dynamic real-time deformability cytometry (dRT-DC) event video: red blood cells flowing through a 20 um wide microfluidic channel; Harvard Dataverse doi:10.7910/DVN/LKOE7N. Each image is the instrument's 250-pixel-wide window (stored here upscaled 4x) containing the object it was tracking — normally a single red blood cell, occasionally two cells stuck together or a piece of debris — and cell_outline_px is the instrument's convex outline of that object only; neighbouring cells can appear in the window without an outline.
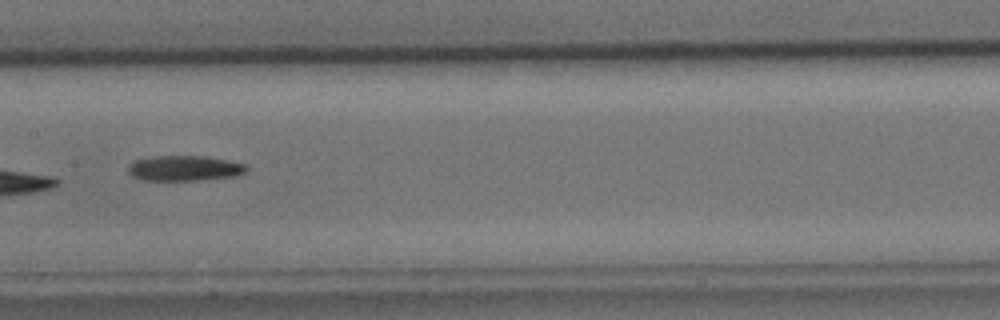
{"species": "common noctule bat (a hibernating species)", "species_latin": "Nyctalus noctula", "temperature_condition": "cold", "stored_images_in_passage": 10, "camera_frame_rate_fps": 3000, "um_per_image_px": 0.085, "animal": {"sex": "male", "body_mass_g": 15.6}, "frame": {"image": 1, "passage_image": 7, "time_ms": 7.0, "image_size_px": [1000, 320], "cell_outline_px": [[248, 168], [244, 172], [236, 176], [200, 180], [140, 180], [132, 176], [128, 172], [128, 164], [136, 160], [152, 156], [204, 156], [228, 160], [248, 164]], "centroid_in_image_um": [15.68, 14.3], "position_along_channel_um": 191.7, "area_um2": 17.57}}
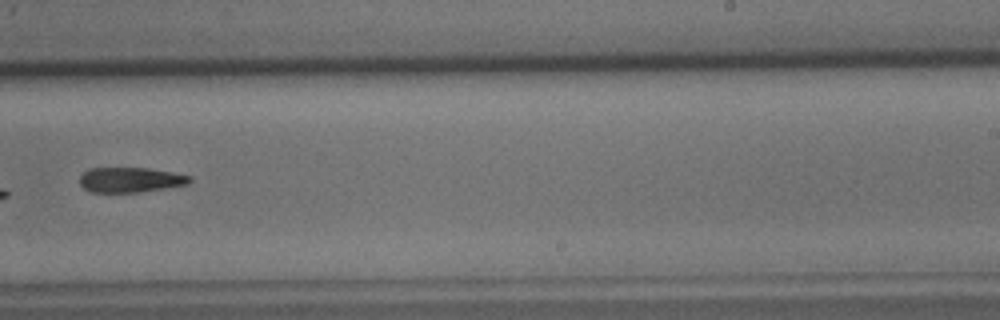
{"frame": {"image": 2, "passage_image": 9, "time_ms": 9.333, "image_size_px": [1000, 320], "cell_outline_px": [[192, 180], [188, 184], [140, 192], [92, 192], [84, 188], [80, 184], [80, 176], [88, 168], [148, 168], [172, 172], [192, 176]], "centroid_in_image_um": [11.09, 15.28], "position_along_channel_um": 277.9, "area_um2": 16.01}}
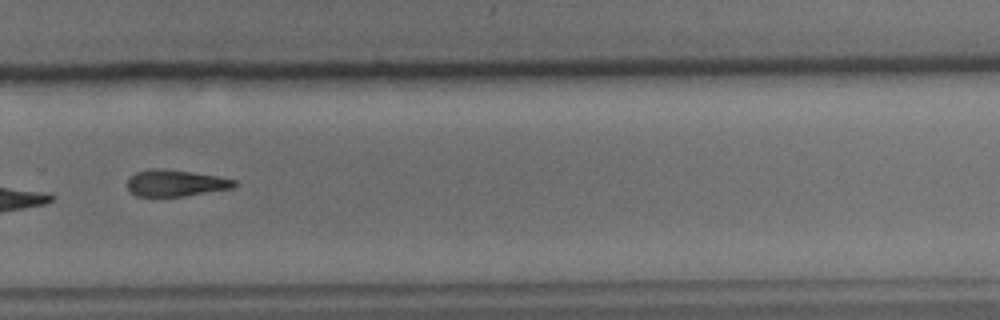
{"frame": {"image": 3, "passage_image": 10, "time_ms": 10.333, "image_size_px": [1000, 320], "cell_outline_px": [[236, 184], [232, 188], [184, 196], [136, 196], [128, 188], [128, 176], [136, 172], [152, 168], [156, 168], [192, 172], [216, 176], [236, 180]], "centroid_in_image_um": [14.89, 15.56], "position_along_channel_um": 314.9, "area_um2": 16.36}}